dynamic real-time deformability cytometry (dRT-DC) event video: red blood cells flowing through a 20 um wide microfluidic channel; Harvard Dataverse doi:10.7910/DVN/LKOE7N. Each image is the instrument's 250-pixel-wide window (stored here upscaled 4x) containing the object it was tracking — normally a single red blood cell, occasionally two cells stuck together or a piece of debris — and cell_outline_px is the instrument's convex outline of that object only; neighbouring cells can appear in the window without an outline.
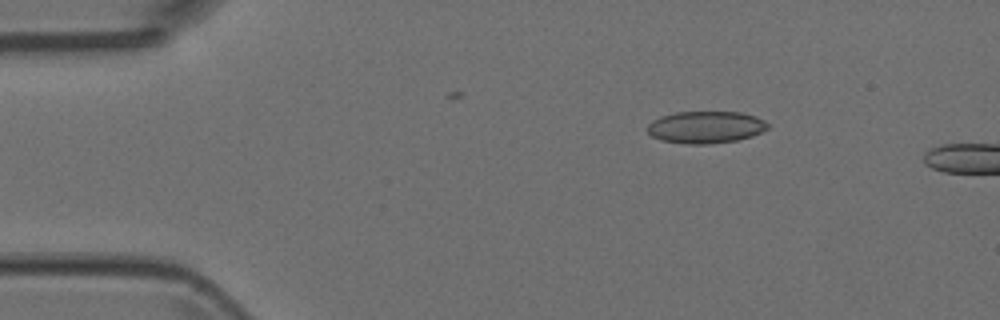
{"species": "Egyptian fruit bat (a non-hibernating species)", "species_latin": "Rousettus aegyptiacus", "temperature_condition": "room temperature", "stored_images_in_passage": 4, "camera_frame_rate_fps": 3000, "um_per_image_px": 0.085, "animal": {"sex": "female"}, "frame": {"image": 1, "passage_image": 1, "time_ms": 0.0, "image_size_px": [1000, 320], "cell_outline_px": [[768, 128], [752, 136], [736, 140], [708, 144], [684, 144], [660, 140], [652, 136], [648, 132], [648, 124], [652, 120], [660, 116], [676, 112], [740, 112], [756, 116], [764, 120], [768, 124]], "centroid_in_image_um": [59.96, 10.81], "position_along_channel_um": 25.0, "area_um2": 22.54}}
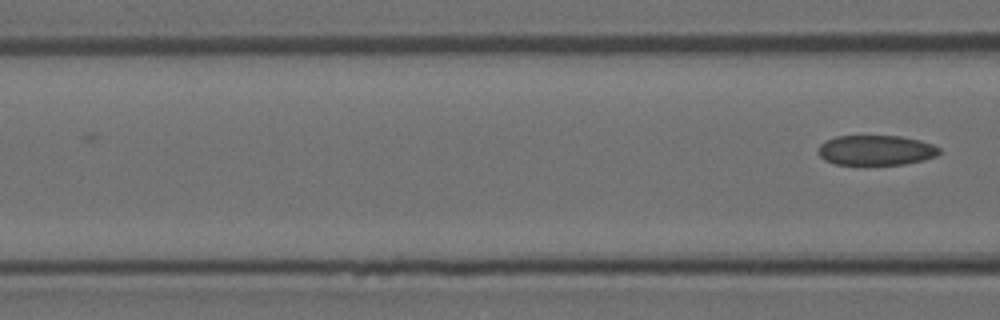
{"frame": {"image": 2, "passage_image": 4, "time_ms": 1.0, "image_size_px": [1000, 320], "cell_outline_px": [[940, 152], [936, 156], [924, 160], [904, 164], [836, 164], [824, 160], [820, 156], [816, 148], [820, 144], [836, 136], [900, 136], [920, 140], [932, 144], [940, 148]], "centroid_in_image_um": [74.45, 12.76], "position_along_channel_um": 92.1, "area_um2": 21.15}}